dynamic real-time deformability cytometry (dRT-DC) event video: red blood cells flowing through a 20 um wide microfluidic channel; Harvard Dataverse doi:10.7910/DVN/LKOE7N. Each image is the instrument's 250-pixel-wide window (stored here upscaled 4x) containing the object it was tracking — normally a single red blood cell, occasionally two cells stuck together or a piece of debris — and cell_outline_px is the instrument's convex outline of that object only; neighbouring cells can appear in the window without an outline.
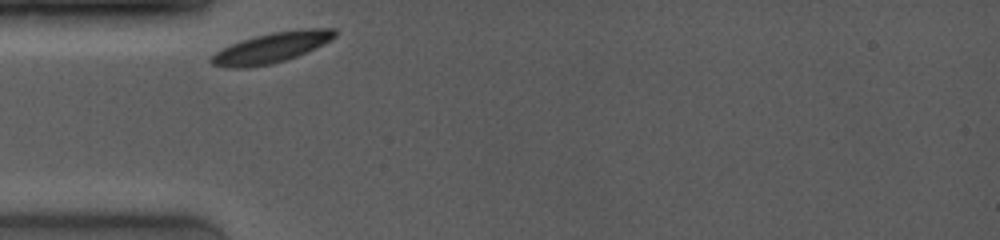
{"species": "common noctule bat (a hibernating species)", "species_latin": "Nyctalus noctula", "temperature_condition": "room temperature", "stored_images_in_passage": 18, "camera_frame_rate_fps": 4000, "um_per_image_px": 0.085, "animal": {"sex": "female", "body_mass_g": 19.0, "forearm_length_mm": 53.3}, "frame": {"image": 1, "passage_image": 1, "time_ms": 0.0, "image_size_px": [1000, 240], "cell_outline_px": [[336, 36], [332, 40], [324, 44], [296, 56], [284, 60], [268, 64], [244, 68], [224, 68], [212, 64], [212, 56], [216, 52], [232, 44], [256, 36], [272, 32], [308, 28], [332, 28], [336, 32]], "centroid_in_image_um": [23.11, 4.04], "position_along_channel_um": 61.9, "area_um2": 21.33}}
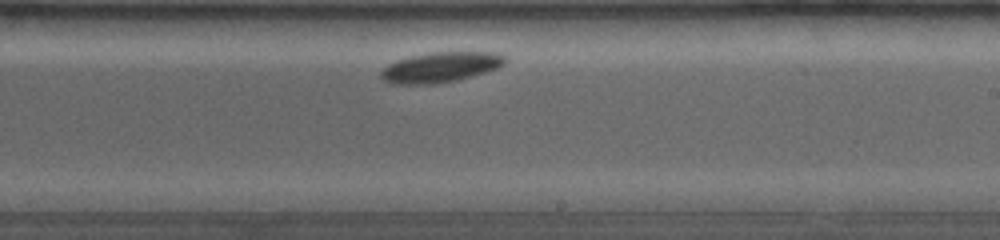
{"frame": {"image": 2, "passage_image": 11, "time_ms": 5.25, "image_size_px": [1000, 240], "cell_outline_px": [[508, 60], [504, 64], [496, 68], [472, 76], [456, 80], [436, 84], [392, 84], [384, 80], [380, 76], [380, 72], [388, 64], [396, 60], [428, 52], [496, 52], [508, 56]], "centroid_in_image_um": [37.46, 5.7], "position_along_channel_um": 251.5, "area_um2": 21.96}}
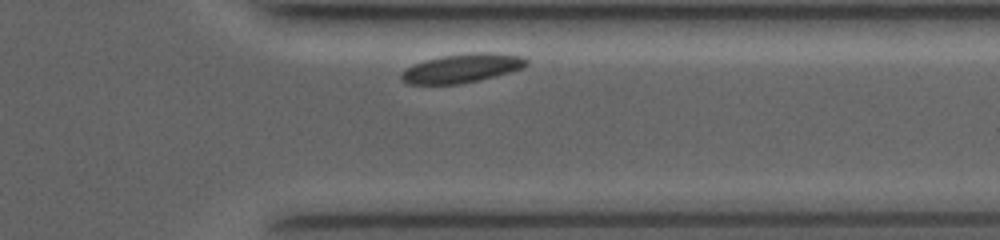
{"frame": {"image": 3, "passage_image": 17, "time_ms": 8.5, "image_size_px": [1000, 240], "cell_outline_px": [[528, 64], [520, 68], [508, 72], [480, 80], [460, 84], [408, 84], [400, 76], [400, 72], [404, 68], [412, 64], [424, 60], [440, 56], [472, 52], [492, 52], [524, 56], [528, 60]], "centroid_in_image_um": [39.24, 5.78], "position_along_channel_um": 372.2, "area_um2": 21.21}, "authors_computed_cell_mechanics": {"area_um2": 21.3571, "velocity_mm_per_s": 3.6615, "shape_relaxation_time_tau1_ms": 10.5885, "shape_relaxation_time_tau2_ms": null, "deformation_change_tau1": 0.1232, "deformation_change_tau2": null}}